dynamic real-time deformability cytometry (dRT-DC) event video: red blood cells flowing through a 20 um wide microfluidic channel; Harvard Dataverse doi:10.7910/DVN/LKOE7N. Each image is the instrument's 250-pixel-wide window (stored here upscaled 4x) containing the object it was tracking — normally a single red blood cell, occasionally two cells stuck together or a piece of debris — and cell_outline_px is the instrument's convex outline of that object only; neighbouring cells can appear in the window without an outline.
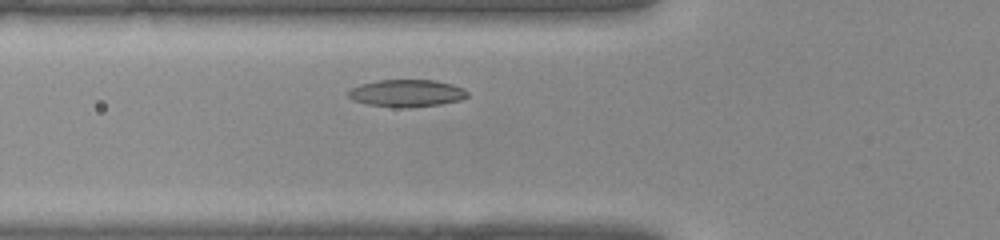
{"species": "common noctule bat (a hibernating species)", "species_latin": "Nyctalus noctula", "temperature_condition": "warm", "stored_images_in_passage": 24, "camera_frame_rate_fps": 3000, "um_per_image_px": 0.085, "animal": {"sex": "female", "body_mass_g": 22.0, "forearm_length_mm": 56.7}, "frame": {"image": 1, "passage_image": 5, "time_ms": 1.333, "image_size_px": [1000, 240], "cell_outline_px": [[468, 96], [460, 100], [440, 104], [408, 108], [404, 108], [368, 104], [352, 100], [348, 96], [348, 92], [352, 88], [360, 84], [376, 80], [432, 80], [452, 84], [464, 88], [468, 92]], "centroid_in_image_um": [34.57, 7.92], "position_along_channel_um": 91.2, "area_um2": 18.9}}
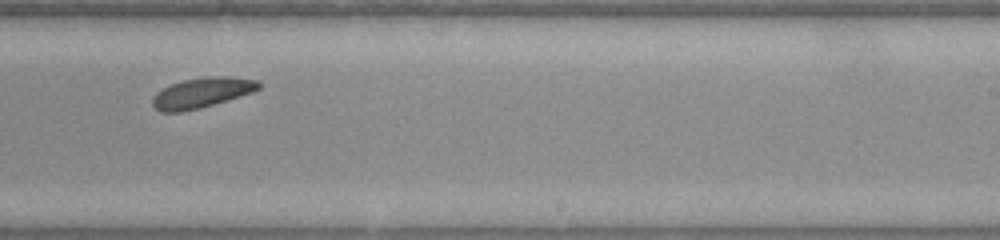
{"frame": {"image": 2, "passage_image": 16, "time_ms": 5.0, "image_size_px": [1000, 240], "cell_outline_px": [[264, 84], [260, 88], [252, 92], [240, 96], [200, 108], [180, 112], [160, 112], [152, 104], [152, 96], [156, 92], [172, 84], [184, 80], [208, 76], [224, 76], [256, 80]], "centroid_in_image_um": [17.15, 7.88], "position_along_channel_um": 271.8, "area_um2": 18.55}}
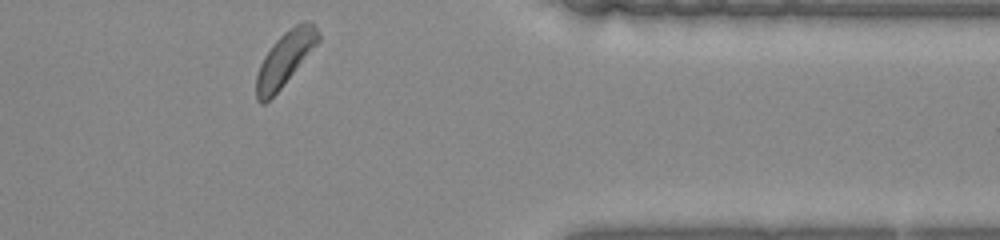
{"frame": {"image": 3, "passage_image": 24, "time_ms": 7.667, "image_size_px": [1000, 240], "cell_outline_px": [[320, 40], [284, 84], [264, 104], [260, 104], [256, 100], [256, 76], [260, 64], [264, 56], [272, 44], [284, 32], [296, 24], [304, 20], [308, 20], [316, 24], [320, 32]], "centroid_in_image_um": [24.23, 4.96], "position_along_channel_um": 387.2, "area_um2": 19.36}}